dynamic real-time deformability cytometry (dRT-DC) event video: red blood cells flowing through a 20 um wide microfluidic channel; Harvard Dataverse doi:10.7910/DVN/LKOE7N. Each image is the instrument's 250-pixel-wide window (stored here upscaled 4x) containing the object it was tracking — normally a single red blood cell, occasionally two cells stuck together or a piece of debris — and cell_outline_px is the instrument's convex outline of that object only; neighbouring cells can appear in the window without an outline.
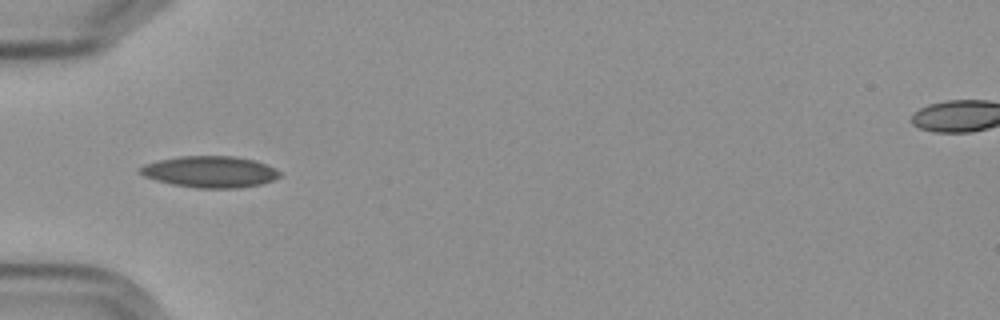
{"species": "Egyptian fruit bat (a non-hibernating species)", "species_latin": "Rousettus aegyptiacus", "temperature_condition": "cold", "stored_images_in_passage": 15, "camera_frame_rate_fps": 3000, "um_per_image_px": 0.085, "frame": {"image": 1, "passage_image": 5, "time_ms": 5.667, "image_size_px": [1000, 320], "cell_outline_px": [[284, 176], [260, 184], [236, 188], [196, 188], [172, 184], [156, 180], [144, 176], [136, 172], [144, 164], [160, 160], [180, 156], [232, 156], [252, 160], [276, 168], [284, 172]], "centroid_in_image_um": [17.87, 14.61], "position_along_channel_um": 67.1, "area_um2": 25.61}}
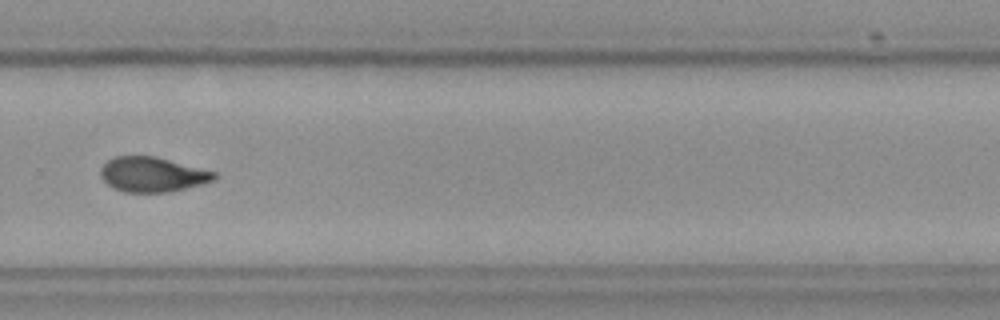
{"frame": {"image": 2, "passage_image": 11, "time_ms": 12.667, "image_size_px": [1000, 320], "cell_outline_px": [[216, 176], [212, 180], [200, 184], [168, 192], [124, 192], [112, 188], [104, 180], [100, 172], [100, 168], [108, 160], [116, 156], [156, 156], [216, 172]], "centroid_in_image_um": [12.92, 14.82], "position_along_channel_um": 316.9, "area_um2": 22.83}}
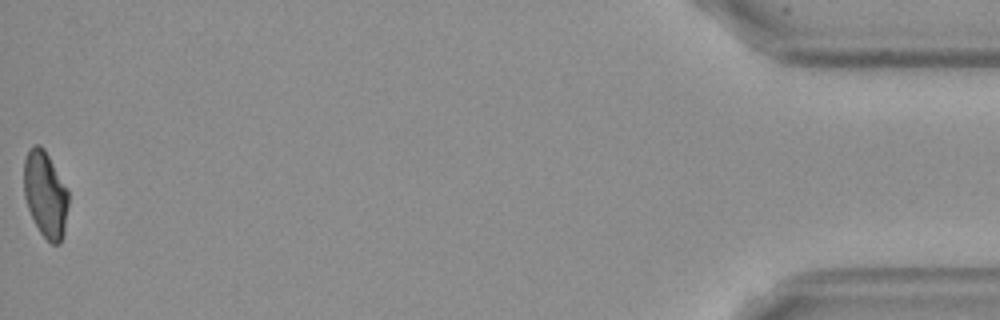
{"frame": {"image": 3, "passage_image": 15, "time_ms": 18.333, "image_size_px": [1000, 320], "cell_outline_px": [[68, 204], [64, 236], [60, 244], [52, 244], [40, 232], [28, 208], [24, 196], [24, 160], [28, 148], [36, 144], [40, 144], [44, 148], [68, 188]], "centroid_in_image_um": [3.87, 16.49], "position_along_channel_um": 431.3, "area_um2": 22.54}, "authors_computed_cell_mechanics": {"area_um2": 24.6228, "velocity_mm_per_s": 3.5854, "shape_relaxation_time_tau1_ms": null, "shape_relaxation_time_tau2_ms": 2.7846, "deformation_change_tau1": null, "deformation_change_tau2": 0.0688}}